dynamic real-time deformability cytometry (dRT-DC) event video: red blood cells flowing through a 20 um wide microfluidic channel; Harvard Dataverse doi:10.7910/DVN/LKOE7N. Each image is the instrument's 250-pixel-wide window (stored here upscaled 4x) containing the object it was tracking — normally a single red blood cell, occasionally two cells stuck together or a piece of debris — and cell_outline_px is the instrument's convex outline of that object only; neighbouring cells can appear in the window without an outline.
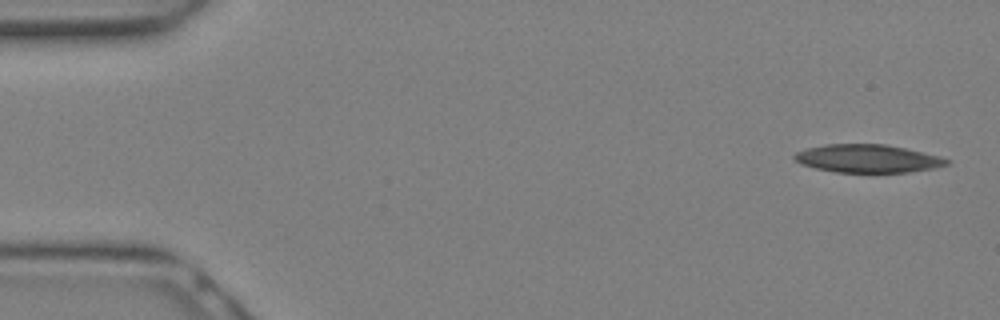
{"species": "Egyptian fruit bat (a non-hibernating species)", "species_latin": "Rousettus aegyptiacus", "temperature_condition": "warm", "stored_images_in_passage": 8, "camera_frame_rate_fps": 3000, "um_per_image_px": 0.085, "animal": {"sex": "female"}, "frame": {"image": 1, "passage_image": 1, "time_ms": 0.0, "image_size_px": [1000, 320], "cell_outline_px": [[948, 164], [936, 168], [908, 172], [836, 172], [816, 168], [800, 164], [792, 156], [796, 152], [804, 148], [824, 144], [884, 144], [904, 148], [940, 156], [948, 160]], "centroid_in_image_um": [73.71, 13.47], "position_along_channel_um": 11.3, "area_um2": 24.85}}
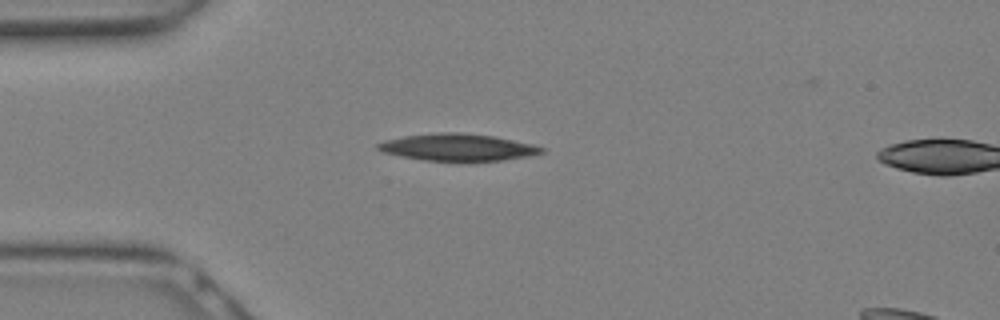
{"frame": {"image": 2, "passage_image": 7, "time_ms": 2.0, "image_size_px": [1000, 320], "cell_outline_px": [[544, 152], [528, 156], [504, 160], [468, 164], [456, 164], [424, 160], [400, 156], [384, 152], [376, 148], [376, 144], [384, 140], [404, 136], [436, 132], [460, 132], [492, 136], [532, 144], [544, 148]], "centroid_in_image_um": [38.89, 12.56], "position_along_channel_um": 46.1, "area_um2": 26.76}}